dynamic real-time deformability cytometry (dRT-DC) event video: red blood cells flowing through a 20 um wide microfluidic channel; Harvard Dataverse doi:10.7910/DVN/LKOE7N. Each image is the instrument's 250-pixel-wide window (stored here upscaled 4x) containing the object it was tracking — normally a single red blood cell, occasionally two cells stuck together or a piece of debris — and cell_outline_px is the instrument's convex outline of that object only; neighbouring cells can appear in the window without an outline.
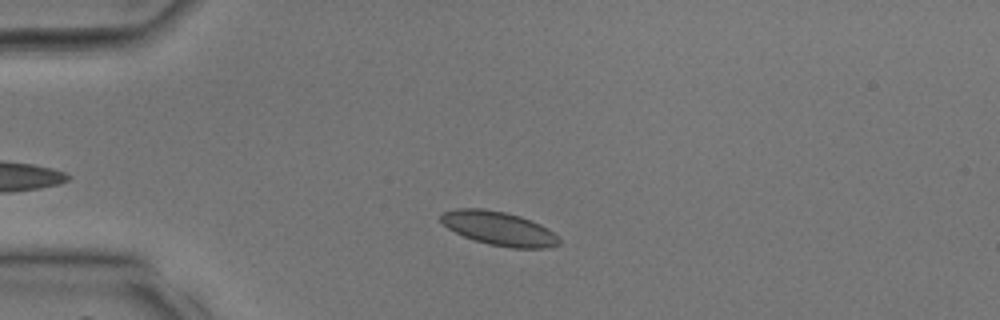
{"species": "common noctule bat (a hibernating species)", "species_latin": "Nyctalus noctula", "temperature_condition": "room temperature", "stored_images_in_passage": 30, "camera_frame_rate_fps": 3000, "um_per_image_px": 0.085, "animal": {"sex": "male", "body_mass_g": 17.9, "forearm_length_mm": 54.2}, "frame": {"image": 1, "passage_image": 5, "time_ms": 1.333, "image_size_px": [1000, 320], "cell_outline_px": [[560, 244], [548, 248], [512, 248], [488, 244], [464, 236], [448, 228], [440, 220], [440, 216], [444, 212], [456, 208], [484, 208], [504, 212], [520, 216], [540, 224], [548, 228], [560, 240]], "centroid_in_image_um": [42.41, 19.42], "position_along_channel_um": 42.6, "area_um2": 23.18}}
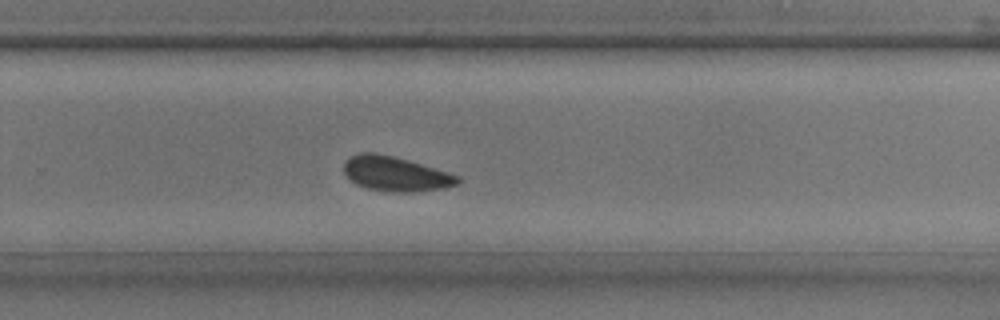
{"frame": {"image": 2, "passage_image": 21, "time_ms": 6.667, "image_size_px": [1000, 320], "cell_outline_px": [[460, 180], [456, 184], [444, 188], [412, 192], [392, 192], [368, 188], [356, 184], [344, 172], [344, 160], [360, 152], [376, 152], [408, 160], [448, 172], [460, 176]], "centroid_in_image_um": [33.61, 14.77], "position_along_channel_um": 296.2, "area_um2": 22.83}}
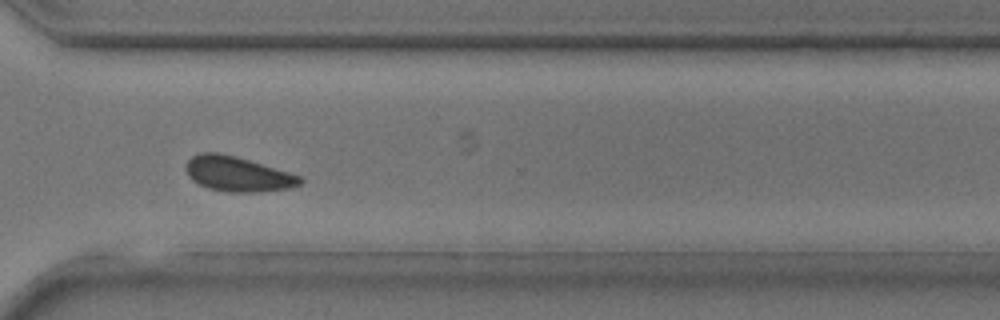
{"frame": {"image": 3, "passage_image": 24, "time_ms": 7.667, "image_size_px": [1000, 320], "cell_outline_px": [[304, 180], [300, 184], [292, 188], [256, 192], [228, 192], [208, 188], [192, 180], [188, 176], [184, 168], [184, 164], [192, 156], [200, 152], [216, 152], [236, 156], [288, 172], [300, 176]], "centroid_in_image_um": [20.16, 14.79], "position_along_channel_um": 350.4, "area_um2": 23.29}}